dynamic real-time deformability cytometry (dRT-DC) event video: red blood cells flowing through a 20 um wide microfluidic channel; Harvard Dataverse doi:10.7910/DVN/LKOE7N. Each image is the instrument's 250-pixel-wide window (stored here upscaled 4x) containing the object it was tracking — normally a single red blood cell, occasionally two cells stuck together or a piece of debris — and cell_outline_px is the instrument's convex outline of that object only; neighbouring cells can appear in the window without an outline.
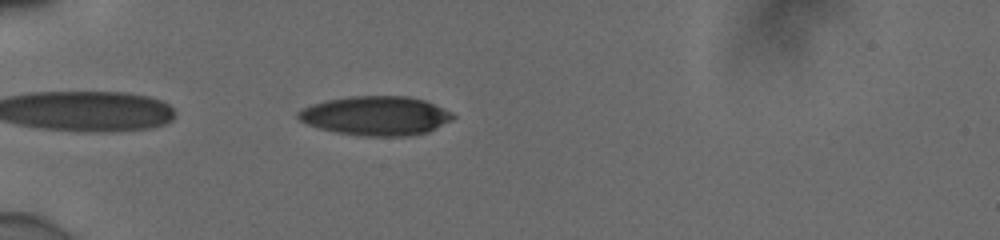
{"species": "human", "species_latin": "Homo sapiens", "temperature_condition": "cold", "stored_images_in_passage": 39, "camera_frame_rate_fps": 3000, "um_per_image_px": 0.085, "donor": {"sex": "male"}, "frame": {"image": 1, "passage_image": 2, "time_ms": 0.333, "image_size_px": [1000, 240], "cell_outline_px": [[456, 116], [452, 120], [428, 132], [408, 136], [364, 136], [336, 132], [320, 128], [308, 124], [300, 120], [296, 116], [296, 112], [300, 108], [324, 100], [352, 96], [408, 96], [424, 100], [452, 112]], "centroid_in_image_um": [31.93, 9.83], "position_along_channel_um": 53.1, "area_um2": 35.43}}
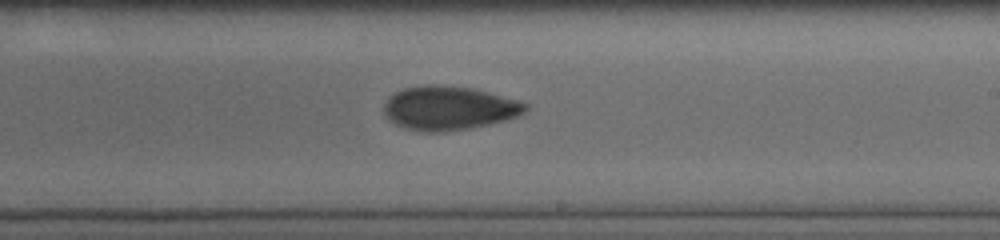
{"frame": {"image": 2, "passage_image": 19, "time_ms": 6.0, "image_size_px": [1000, 240], "cell_outline_px": [[528, 108], [520, 116], [508, 120], [472, 128], [444, 132], [424, 132], [404, 128], [388, 120], [384, 112], [384, 104], [396, 92], [404, 88], [428, 84], [472, 88], [516, 100], [528, 104]], "centroid_in_image_um": [38.17, 9.21], "position_along_channel_um": 250.8, "area_um2": 36.13}}
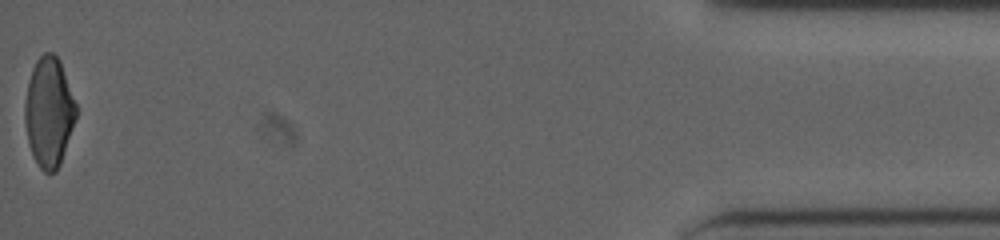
{"frame": {"image": 3, "passage_image": 39, "time_ms": 12.667, "image_size_px": [1000, 240], "cell_outline_px": [[76, 116], [60, 164], [56, 172], [44, 172], [40, 168], [32, 156], [28, 144], [24, 120], [24, 104], [28, 84], [32, 68], [36, 60], [44, 52], [52, 52], [60, 60], [76, 104]], "centroid_in_image_um": [4.13, 9.53], "position_along_channel_um": 431.1, "area_um2": 32.66}, "authors_computed_cell_mechanics": {"area_um2": 34.6222, "velocity_mm_per_s": 3.8995, "shape_relaxation_time_tau1_ms": null, "shape_relaxation_time_tau2_ms": 6.5015, "deformation_change_tau1": null, "deformation_change_tau2": 0.1268}}